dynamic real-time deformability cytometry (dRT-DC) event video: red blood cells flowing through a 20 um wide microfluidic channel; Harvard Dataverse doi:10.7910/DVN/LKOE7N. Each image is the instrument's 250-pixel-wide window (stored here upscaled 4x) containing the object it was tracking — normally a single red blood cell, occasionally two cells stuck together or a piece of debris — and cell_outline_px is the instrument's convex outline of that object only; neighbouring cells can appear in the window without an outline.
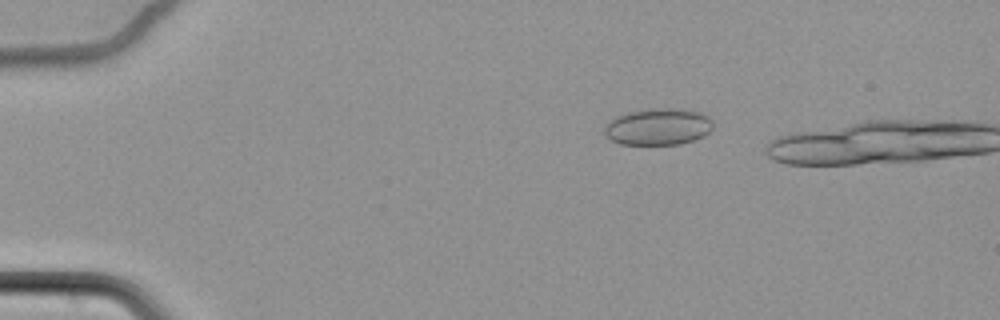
{"species": "common noctule bat (a hibernating species)", "species_latin": "Nyctalus noctula", "temperature_condition": "cold", "stored_images_in_passage": 2, "camera_frame_rate_fps": 3000, "um_per_image_px": 0.085, "animal": {"sex": "female", "body_mass_g": 22.7, "forearm_length_mm": 54.2}, "frame": {"image": 1, "passage_image": 1, "time_ms": 0.0, "image_size_px": [1000, 320], "cell_outline_px": [[712, 128], [704, 136], [680, 144], [620, 144], [604, 136], [604, 128], [608, 120], [616, 116], [628, 112], [652, 108], [676, 108], [700, 112], [708, 116], [712, 120]], "centroid_in_image_um": [55.91, 10.76], "position_along_channel_um": 29.1, "area_um2": 23.35}}